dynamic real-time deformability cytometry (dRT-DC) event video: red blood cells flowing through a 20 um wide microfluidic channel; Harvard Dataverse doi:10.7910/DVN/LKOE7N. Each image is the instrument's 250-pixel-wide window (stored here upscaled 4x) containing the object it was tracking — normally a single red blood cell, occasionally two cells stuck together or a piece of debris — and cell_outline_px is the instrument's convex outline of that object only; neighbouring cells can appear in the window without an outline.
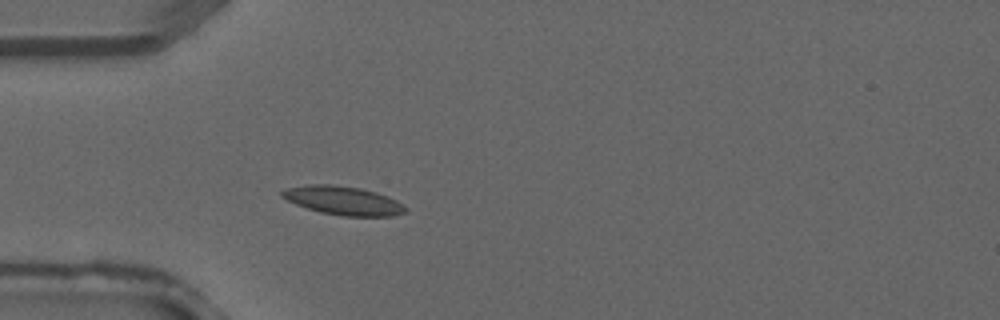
{"species": "common noctule bat (a hibernating species)", "species_latin": "Nyctalus noctula", "temperature_condition": "warm", "stored_images_in_passage": 3, "camera_frame_rate_fps": 3000, "um_per_image_px": 0.085, "animal": {"sex": "male", "forearm_length_mm": 52.5}, "frame": {"image": 1, "passage_image": 3, "time_ms": 0.667, "image_size_px": [1000, 320], "cell_outline_px": [[408, 208], [404, 212], [392, 216], [344, 216], [320, 212], [296, 204], [280, 196], [280, 192], [284, 188], [308, 184], [332, 184], [360, 188], [376, 192], [388, 196], [396, 200]], "centroid_in_image_um": [29.15, 17.04], "position_along_channel_um": 55.9, "area_um2": 20.63}}